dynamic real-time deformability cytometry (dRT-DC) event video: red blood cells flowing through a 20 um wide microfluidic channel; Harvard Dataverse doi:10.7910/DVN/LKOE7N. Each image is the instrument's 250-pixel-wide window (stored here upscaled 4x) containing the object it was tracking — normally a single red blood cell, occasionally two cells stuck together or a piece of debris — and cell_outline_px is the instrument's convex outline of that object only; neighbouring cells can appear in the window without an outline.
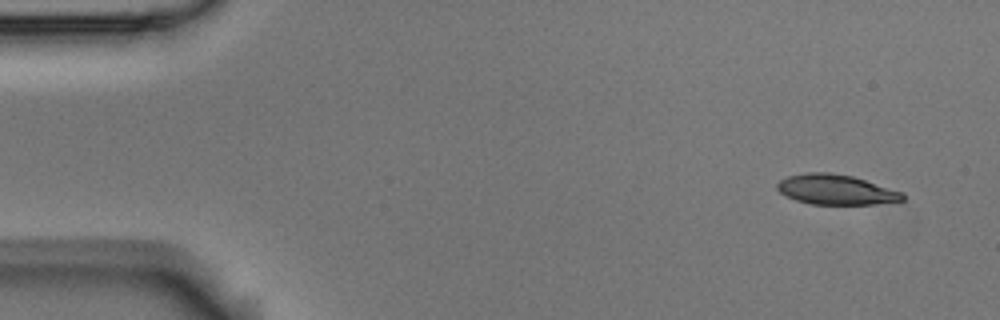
{"species": "Egyptian fruit bat (a non-hibernating species)", "species_latin": "Rousettus aegyptiacus", "temperature_condition": "room temperature", "stored_images_in_passage": 5, "camera_frame_rate_fps": 3000, "um_per_image_px": 0.085, "animal": {"sex": "male"}, "frame": {"image": 1, "passage_image": 1, "time_ms": 0.0, "image_size_px": [1000, 320], "cell_outline_px": [[904, 200], [872, 204], [812, 204], [796, 200], [780, 192], [776, 188], [776, 184], [780, 180], [788, 176], [808, 172], [828, 172], [852, 176], [904, 192]], "centroid_in_image_um": [71.05, 16.11], "position_along_channel_um": 13.9, "area_um2": 21.79}}
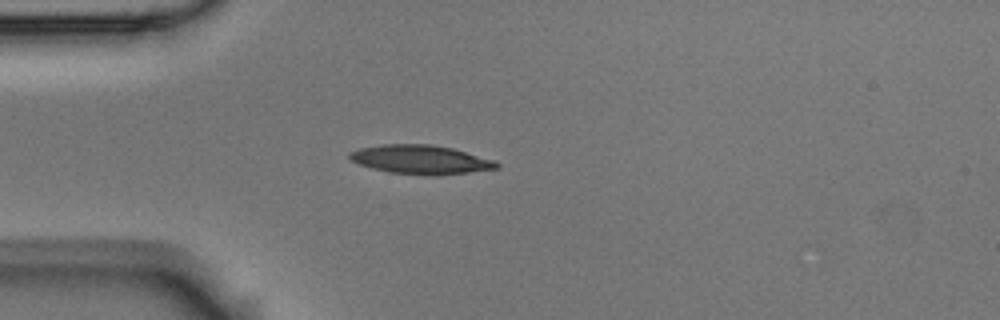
{"frame": {"image": 2, "passage_image": 4, "time_ms": 1.0, "image_size_px": [1000, 320], "cell_outline_px": [[500, 168], [468, 172], [432, 176], [392, 172], [372, 168], [360, 164], [352, 160], [348, 156], [348, 152], [360, 148], [380, 144], [428, 144], [452, 148], [492, 160], [500, 164]], "centroid_in_image_um": [35.73, 13.56], "position_along_channel_um": 49.3, "area_um2": 24.51}}